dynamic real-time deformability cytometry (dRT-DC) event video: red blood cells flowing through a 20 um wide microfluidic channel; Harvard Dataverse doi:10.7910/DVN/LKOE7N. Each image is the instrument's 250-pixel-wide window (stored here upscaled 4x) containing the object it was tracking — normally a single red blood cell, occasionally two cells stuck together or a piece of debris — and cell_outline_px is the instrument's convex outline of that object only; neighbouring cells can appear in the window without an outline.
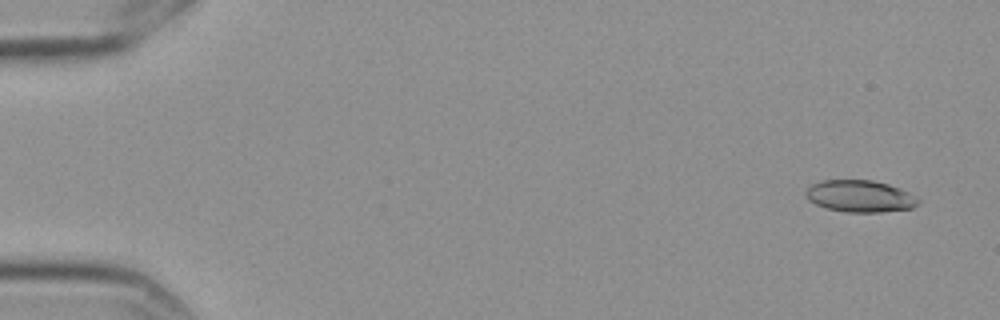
{"species": "Egyptian fruit bat (a non-hibernating species)", "species_latin": "Rousettus aegyptiacus", "temperature_condition": "cold", "stored_images_in_passage": 15, "camera_frame_rate_fps": 3000, "um_per_image_px": 0.085, "frame": {"image": 1, "passage_image": 1, "time_ms": 0.0, "image_size_px": [1000, 320], "cell_outline_px": [[920, 204], [912, 208], [880, 212], [844, 212], [824, 208], [808, 200], [804, 196], [804, 192], [812, 184], [820, 180], [872, 180], [888, 184], [900, 188], [908, 192], [920, 200]], "centroid_in_image_um": [73.07, 16.68], "position_along_channel_um": 11.9, "area_um2": 21.1}}
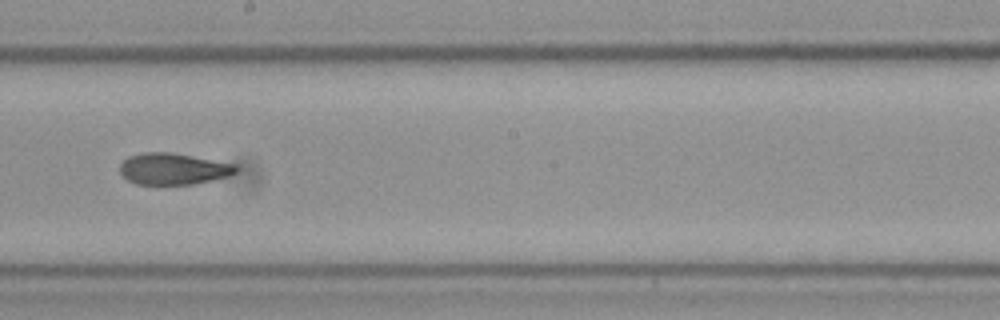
{"frame": {"image": 2, "passage_image": 9, "time_ms": 2.667, "image_size_px": [1000, 320], "cell_outline_px": [[240, 168], [236, 172], [228, 176], [212, 180], [192, 184], [136, 184], [128, 180], [120, 172], [120, 164], [128, 156], [144, 152], [168, 152], [236, 164]], "centroid_in_image_um": [14.73, 14.35], "position_along_channel_um": 233.5, "area_um2": 21.15}}
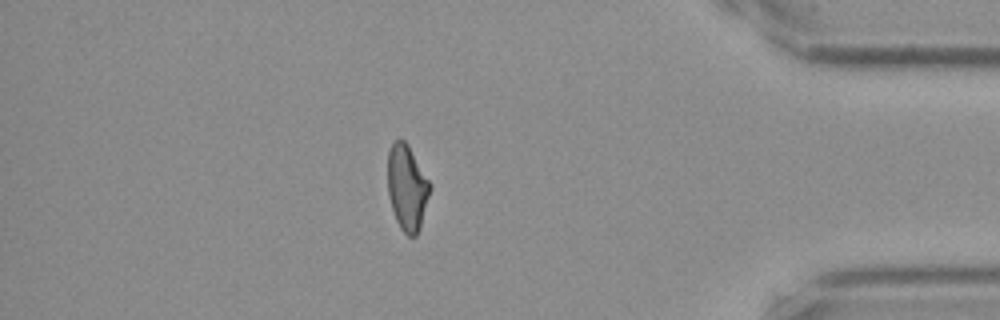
{"frame": {"image": 3, "passage_image": 14, "time_ms": 4.333, "image_size_px": [1000, 320], "cell_outline_px": [[432, 188], [420, 228], [416, 236], [408, 236], [400, 228], [396, 220], [392, 208], [388, 192], [388, 152], [392, 144], [400, 136], [408, 144], [432, 184]], "centroid_in_image_um": [34.62, 15.93], "position_along_channel_um": 400.6, "area_um2": 21.33}}